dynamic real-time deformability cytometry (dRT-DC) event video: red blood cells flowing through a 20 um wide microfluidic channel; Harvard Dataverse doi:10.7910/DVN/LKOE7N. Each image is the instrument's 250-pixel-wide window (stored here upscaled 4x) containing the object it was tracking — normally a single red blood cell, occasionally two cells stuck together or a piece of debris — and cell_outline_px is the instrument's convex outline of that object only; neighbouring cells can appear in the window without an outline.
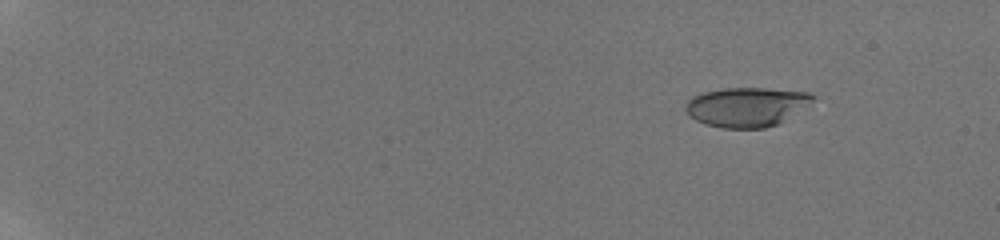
{"species": "human", "species_latin": "Homo sapiens", "temperature_condition": "room temperature", "stored_images_in_passage": 59, "camera_frame_rate_fps": 3000, "um_per_image_px": 0.085, "donor": {"sex": "male"}, "frame": {"image": 1, "passage_image": 9, "time_ms": 2.667, "image_size_px": [1000, 240], "cell_outline_px": [[816, 96], [812, 100], [776, 124], [764, 128], [720, 128], [696, 120], [684, 108], [684, 104], [692, 96], [704, 92], [724, 88], [764, 88], [808, 92]], "centroid_in_image_um": [63.39, 9.07], "position_along_channel_um": 21.6, "area_um2": 28.55}}
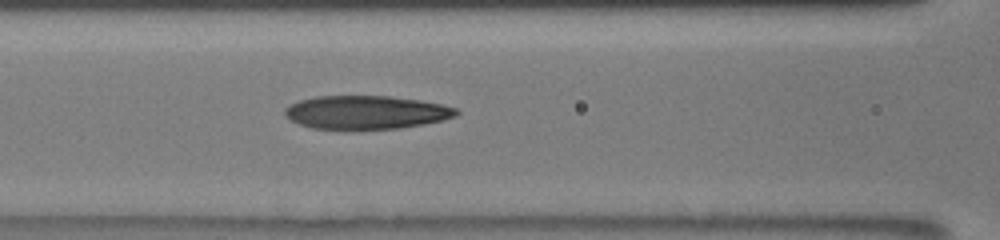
{"frame": {"image": 2, "passage_image": 31, "time_ms": 10.0, "image_size_px": [1000, 240], "cell_outline_px": [[460, 112], [456, 116], [444, 120], [424, 124], [400, 128], [312, 128], [300, 124], [284, 116], [284, 108], [300, 100], [316, 96], [388, 96], [420, 100], [440, 104], [456, 108]], "centroid_in_image_um": [31.14, 9.53], "position_along_channel_um": 135.5, "area_um2": 33.06}}
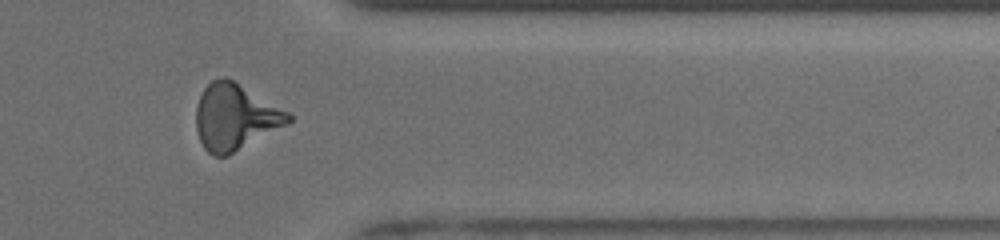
{"frame": {"image": 3, "passage_image": 51, "time_ms": 16.667, "image_size_px": [1000, 240], "cell_outline_px": [[292, 120], [288, 124], [228, 156], [212, 156], [204, 148], [200, 140], [196, 128], [196, 108], [200, 96], [204, 88], [212, 80], [224, 76], [232, 80], [288, 112], [292, 116]], "centroid_in_image_um": [19.96, 9.97], "position_along_channel_um": 391.4, "area_um2": 35.2}, "authors_computed_cell_mechanics": {"area_um2": 32.8882, "velocity_mm_per_s": 3.9067, "shape_relaxation_time_tau1_ms": 5.1396, "shape_relaxation_time_tau2_ms": 1.9282, "deformation_change_tau1": 0.1983, "deformation_change_tau2": 0.1099}}